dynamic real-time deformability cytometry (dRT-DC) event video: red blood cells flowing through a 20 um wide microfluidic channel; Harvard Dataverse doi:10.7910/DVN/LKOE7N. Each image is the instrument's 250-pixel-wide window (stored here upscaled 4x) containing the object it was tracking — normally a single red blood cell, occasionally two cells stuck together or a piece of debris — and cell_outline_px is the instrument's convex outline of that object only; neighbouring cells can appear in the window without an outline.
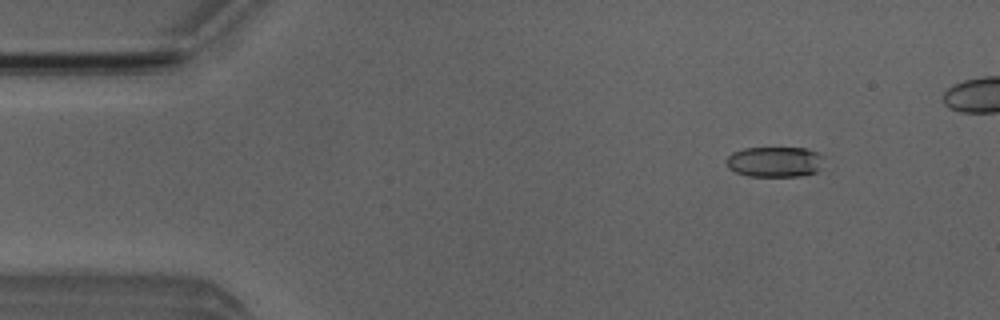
{"species": "Egyptian fruit bat (a non-hibernating species)", "species_latin": "Rousettus aegyptiacus", "temperature_condition": "room temperature", "stored_images_in_passage": 46, "camera_frame_rate_fps": 3000, "um_per_image_px": 0.085, "animal": {"sex": "male"}, "frame": {"image": 1, "passage_image": 6, "time_ms": 1.667, "image_size_px": [1000, 320], "cell_outline_px": [[824, 156], [820, 168], [816, 172], [804, 176], [748, 176], [736, 172], [728, 168], [728, 156], [732, 152], [744, 148], [804, 148], [816, 152]], "centroid_in_image_um": [65.87, 13.76], "position_along_channel_um": 19.1, "area_um2": 17.28}}
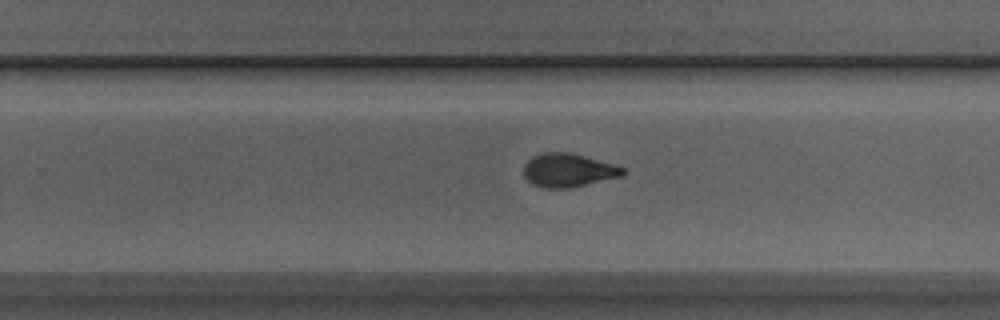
{"frame": {"image": 2, "passage_image": 32, "time_ms": 10.333, "image_size_px": [1000, 320], "cell_outline_px": [[624, 176], [568, 188], [544, 188], [532, 184], [524, 176], [524, 164], [532, 156], [544, 152], [568, 152], [584, 156], [612, 164], [624, 168]], "centroid_in_image_um": [48.27, 14.47], "position_along_channel_um": 281.5, "area_um2": 19.25}}
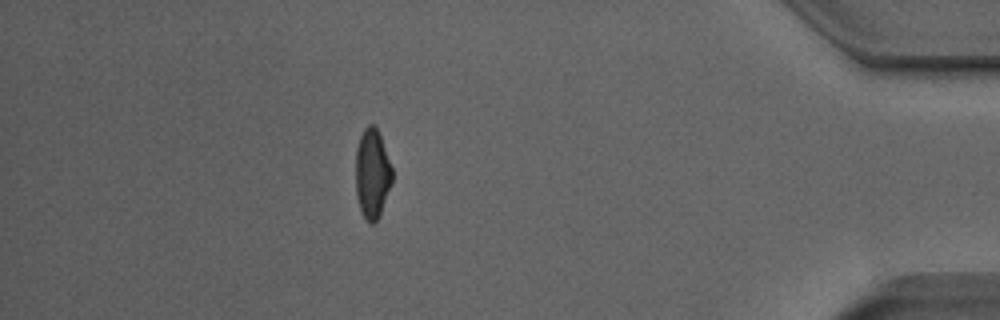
{"frame": {"image": 3, "passage_image": 45, "time_ms": 14.667, "image_size_px": [1000, 320], "cell_outline_px": [[392, 184], [380, 216], [372, 224], [368, 224], [364, 220], [356, 196], [356, 148], [360, 136], [364, 128], [368, 124], [372, 124], [376, 128], [380, 136], [392, 168]], "centroid_in_image_um": [31.63, 14.81], "position_along_channel_um": 403.6, "area_um2": 19.19}}